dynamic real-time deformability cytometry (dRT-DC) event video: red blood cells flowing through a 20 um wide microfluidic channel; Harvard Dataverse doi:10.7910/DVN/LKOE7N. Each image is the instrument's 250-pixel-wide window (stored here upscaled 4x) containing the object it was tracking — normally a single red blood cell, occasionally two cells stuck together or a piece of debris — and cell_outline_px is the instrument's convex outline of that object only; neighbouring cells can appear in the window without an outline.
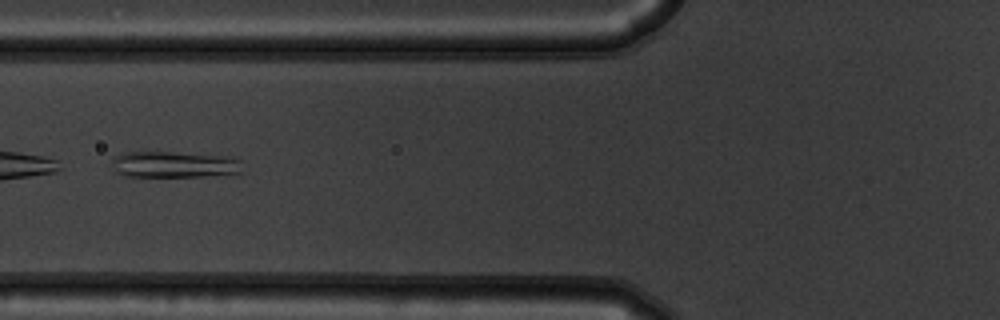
{"species": "common noctule bat (a hibernating species)", "species_latin": "Nyctalus noctula", "temperature_condition": "warm", "stored_images_in_passage": 35, "camera_frame_rate_fps": 3000, "um_per_image_px": 0.085, "animal": {"sex": "male", "body_mass_g": 19.5, "forearm_length_mm": 54.6}, "frame": {"image": 1, "passage_image": 6, "time_ms": 1.667, "image_size_px": [1000, 320], "cell_outline_px": [[244, 172], [204, 176], [124, 176], [116, 172], [112, 164], [112, 160], [116, 156], [124, 152], [144, 148], [232, 156], [240, 160]], "centroid_in_image_um": [14.79, 13.91], "position_along_channel_um": 111.0, "area_um2": 21.21}, "authors_computed_cell_mechanics": {"area_um2": 19.4786, "velocity_mm_per_s": 3.7505, "shape_relaxation_time_tau1_ms": null, "shape_relaxation_time_tau2_ms": 2.6327, "deformation_change_tau1": null, "deformation_change_tau2": 0.117}}